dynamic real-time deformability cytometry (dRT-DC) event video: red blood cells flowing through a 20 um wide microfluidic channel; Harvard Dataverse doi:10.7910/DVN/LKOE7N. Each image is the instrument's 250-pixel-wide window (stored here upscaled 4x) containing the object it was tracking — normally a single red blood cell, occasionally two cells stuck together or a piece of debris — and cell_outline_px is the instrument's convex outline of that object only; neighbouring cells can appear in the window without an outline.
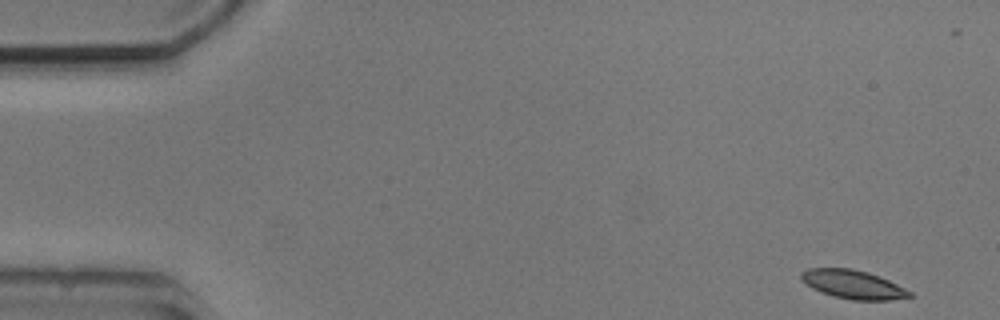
{"species": "common noctule bat (a hibernating species)", "species_latin": "Nyctalus noctula", "temperature_condition": "cold", "stored_images_in_passage": 4, "camera_frame_rate_fps": 3000, "um_per_image_px": 0.085, "animal": {"sex": "male", "body_mass_g": 20.5, "forearm_length_mm": 52.5}, "frame": {"image": 1, "passage_image": 1, "time_ms": 0.0, "image_size_px": [1000, 320], "cell_outline_px": [[916, 296], [892, 300], [852, 300], [832, 296], [820, 292], [812, 288], [800, 276], [800, 272], [808, 268], [852, 268], [868, 272], [880, 276], [912, 292]], "centroid_in_image_um": [72.54, 24.18], "position_along_channel_um": 12.5, "area_um2": 18.21}}